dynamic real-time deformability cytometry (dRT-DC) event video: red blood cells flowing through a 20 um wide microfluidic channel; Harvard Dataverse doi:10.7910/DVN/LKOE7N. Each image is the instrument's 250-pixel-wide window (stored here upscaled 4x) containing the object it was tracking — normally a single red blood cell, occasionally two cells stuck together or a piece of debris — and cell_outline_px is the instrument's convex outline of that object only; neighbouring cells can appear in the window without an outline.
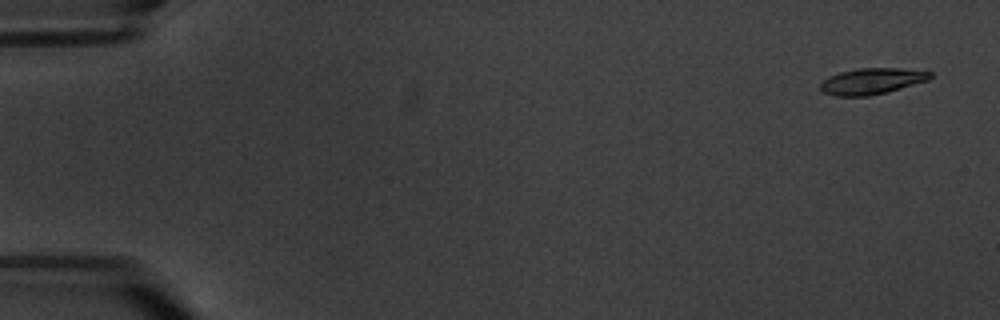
{"species": "common noctule bat (a hibernating species)", "species_latin": "Nyctalus noctula", "temperature_condition": "warm", "stored_images_in_passage": 10, "camera_frame_rate_fps": 3000, "um_per_image_px": 0.085, "animal": {"sex": "male", "body_mass_g": 20.1, "forearm_length_mm": 53.5}, "frame": {"image": 1, "passage_image": 1, "time_ms": 0.0, "image_size_px": [1000, 320], "cell_outline_px": [[932, 76], [928, 80], [888, 92], [868, 96], [836, 96], [824, 92], [820, 88], [820, 84], [828, 76], [840, 72], [860, 68], [896, 68], [932, 72]], "centroid_in_image_um": [74.09, 6.9], "position_along_channel_um": 10.9, "area_um2": 16.59}}
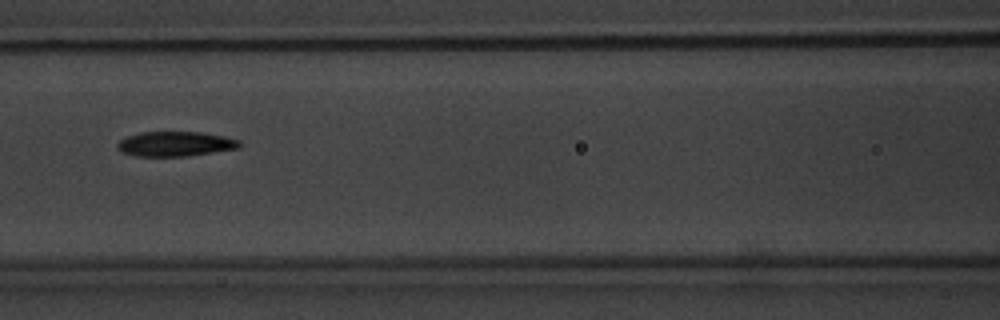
{"frame": {"image": 2, "passage_image": 8, "time_ms": 8.333, "image_size_px": [1000, 320], "cell_outline_px": [[240, 148], [188, 156], [136, 156], [120, 152], [116, 148], [116, 144], [120, 140], [128, 136], [140, 132], [200, 132], [224, 136], [240, 140]], "centroid_in_image_um": [14.88, 12.23], "position_along_channel_um": 151.7, "area_um2": 17.74}}
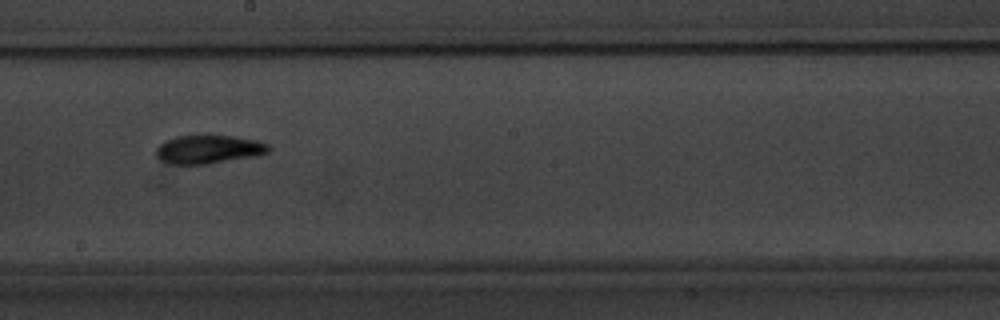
{"frame": {"image": 3, "passage_image": 10, "time_ms": 10.667, "image_size_px": [1000, 320], "cell_outline_px": [[272, 148], [268, 152], [256, 156], [208, 164], [172, 164], [160, 160], [156, 156], [156, 148], [160, 144], [176, 136], [208, 132], [256, 140], [268, 144]], "centroid_in_image_um": [17.73, 12.65], "position_along_channel_um": 230.5, "area_um2": 19.36}}